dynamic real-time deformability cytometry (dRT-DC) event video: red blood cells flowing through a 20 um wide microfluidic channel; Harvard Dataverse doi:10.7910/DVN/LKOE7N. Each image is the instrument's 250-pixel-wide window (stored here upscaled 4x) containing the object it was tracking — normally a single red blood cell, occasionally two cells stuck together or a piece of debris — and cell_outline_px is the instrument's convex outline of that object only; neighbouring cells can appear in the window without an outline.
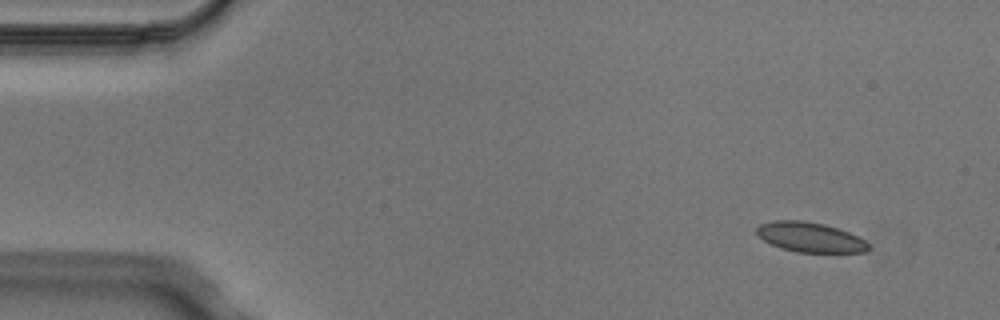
{"species": "Egyptian fruit bat (a non-hibernating species)", "species_latin": "Rousettus aegyptiacus", "temperature_condition": "cold", "stored_images_in_passage": 4, "camera_frame_rate_fps": 3000, "um_per_image_px": 0.085, "animal": {"sex": "male"}, "frame": {"image": 1, "passage_image": 1, "time_ms": 0.0, "image_size_px": [1000, 320], "cell_outline_px": [[868, 252], [796, 252], [780, 248], [764, 240], [756, 232], [756, 228], [760, 224], [772, 220], [804, 220], [824, 224], [848, 232], [864, 240], [868, 244]], "centroid_in_image_um": [68.83, 20.15], "position_along_channel_um": 16.2, "area_um2": 19.31}}
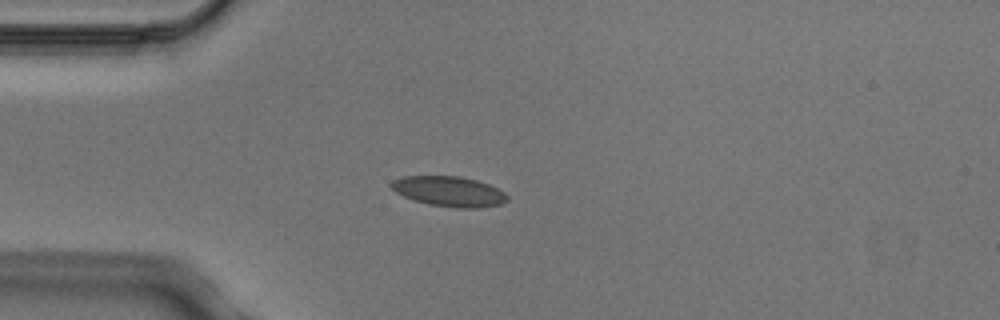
{"frame": {"image": 2, "passage_image": 3, "time_ms": 0.667, "image_size_px": [1000, 320], "cell_outline_px": [[508, 200], [504, 204], [480, 208], [456, 208], [428, 204], [404, 196], [396, 192], [388, 184], [392, 180], [404, 176], [460, 176], [476, 180], [488, 184], [504, 192], [508, 196]], "centroid_in_image_um": [38.19, 16.27], "position_along_channel_um": 46.8, "area_um2": 20.46}}